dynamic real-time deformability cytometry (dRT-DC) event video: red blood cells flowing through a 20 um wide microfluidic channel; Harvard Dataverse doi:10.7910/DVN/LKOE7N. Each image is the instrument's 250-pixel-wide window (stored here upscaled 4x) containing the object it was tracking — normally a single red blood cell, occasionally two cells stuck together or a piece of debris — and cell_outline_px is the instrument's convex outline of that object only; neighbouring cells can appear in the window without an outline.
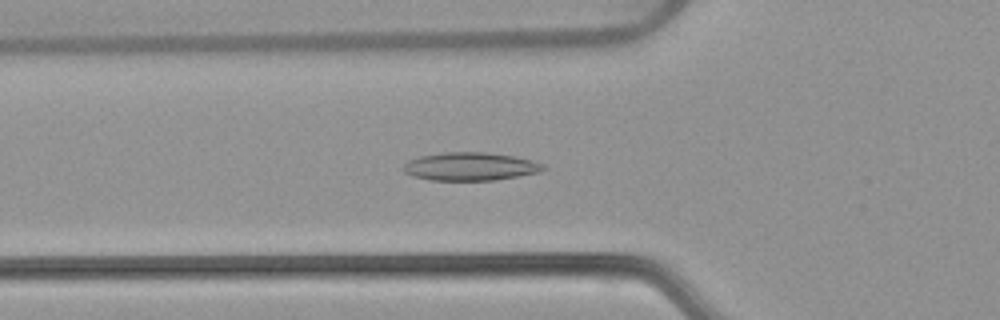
{"species": "common noctule bat (a hibernating species)", "species_latin": "Nyctalus noctula", "temperature_condition": "warm", "stored_images_in_passage": 54, "camera_frame_rate_fps": 3000, "um_per_image_px": 0.085, "animal": {"sex": "female", "body_mass_g": 22.7, "forearm_length_mm": 54.2}, "frame": {"image": 1, "passage_image": 19, "time_ms": 6.0, "image_size_px": [1000, 320], "cell_outline_px": [[548, 168], [540, 172], [496, 180], [432, 180], [412, 176], [404, 172], [400, 168], [408, 160], [420, 156], [448, 152], [484, 152], [512, 156], [532, 160], [544, 164]], "centroid_in_image_um": [39.97, 14.15], "position_along_channel_um": 85.8, "area_um2": 23.0}}
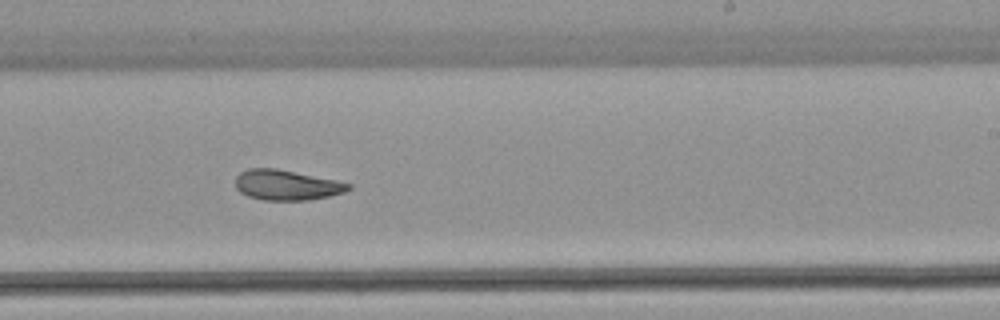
{"frame": {"image": 2, "passage_image": 33, "time_ms": 10.667, "image_size_px": [1000, 320], "cell_outline_px": [[352, 188], [344, 192], [328, 196], [308, 200], [264, 200], [248, 196], [240, 192], [236, 188], [236, 176], [240, 172], [248, 168], [276, 168], [336, 180], [352, 184]], "centroid_in_image_um": [24.35, 15.72], "position_along_channel_um": 264.6, "area_um2": 19.88}}
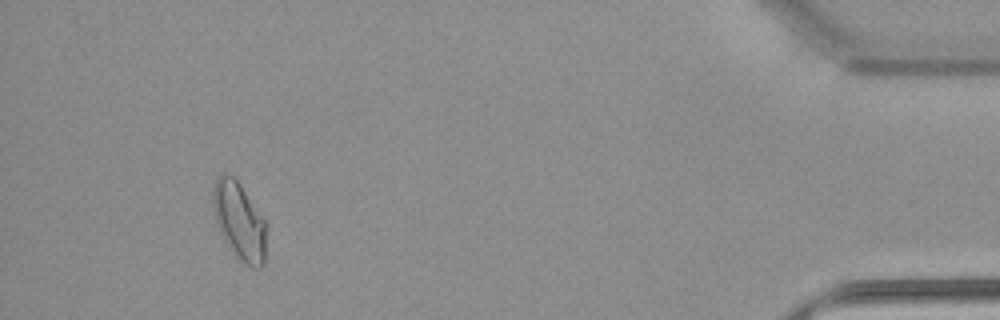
{"frame": {"image": 3, "passage_image": 50, "time_ms": 16.333, "image_size_px": [1000, 320], "cell_outline_px": [[264, 264], [260, 268], [252, 268], [244, 264], [236, 256], [224, 240], [216, 224], [212, 204], [212, 188], [216, 176], [224, 172], [232, 176], [236, 180], [264, 220]], "centroid_in_image_um": [20.27, 18.78], "position_along_channel_um": 414.9, "area_um2": 23.7}, "authors_computed_cell_mechanics": {"area_um2": 21.9062, "velocity_mm_per_s": 3.8244, "shape_relaxation_time_tau1_ms": null, "shape_relaxation_time_tau2_ms": 6.1405, "deformation_change_tau1": null, "deformation_change_tau2": 0.1291}}